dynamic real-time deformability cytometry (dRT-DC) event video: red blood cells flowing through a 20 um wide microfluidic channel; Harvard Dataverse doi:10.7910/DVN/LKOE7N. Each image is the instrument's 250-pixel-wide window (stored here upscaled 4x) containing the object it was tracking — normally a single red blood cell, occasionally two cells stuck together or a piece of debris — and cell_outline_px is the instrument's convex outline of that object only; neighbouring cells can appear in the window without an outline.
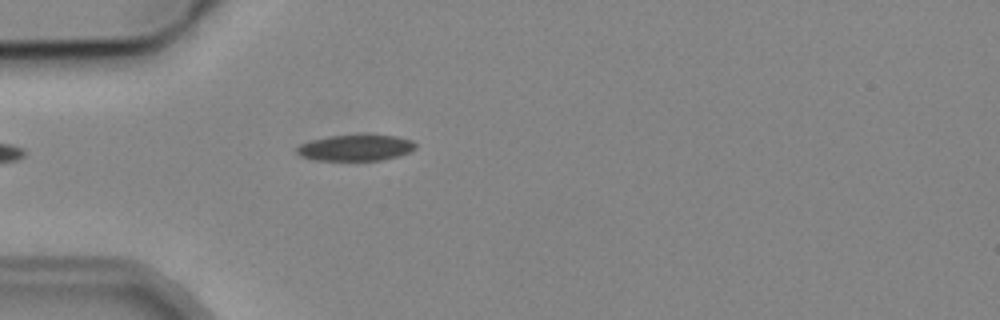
{"species": "common noctule bat (a hibernating species)", "species_latin": "Nyctalus noctula", "temperature_condition": "cold", "stored_images_in_passage": 3, "camera_frame_rate_fps": 3000, "um_per_image_px": 0.085, "animal": {"sex": "male", "body_mass_g": 19.2, "forearm_length_mm": 51.8}, "frame": {"image": 1, "passage_image": 3, "time_ms": 2.333, "image_size_px": [1000, 320], "cell_outline_px": [[416, 148], [408, 152], [396, 156], [380, 160], [316, 160], [300, 156], [296, 152], [296, 148], [300, 144], [312, 140], [328, 136], [396, 136], [412, 140], [416, 144]], "centroid_in_image_um": [30.2, 12.57], "position_along_channel_um": 54.8, "area_um2": 17.63}}